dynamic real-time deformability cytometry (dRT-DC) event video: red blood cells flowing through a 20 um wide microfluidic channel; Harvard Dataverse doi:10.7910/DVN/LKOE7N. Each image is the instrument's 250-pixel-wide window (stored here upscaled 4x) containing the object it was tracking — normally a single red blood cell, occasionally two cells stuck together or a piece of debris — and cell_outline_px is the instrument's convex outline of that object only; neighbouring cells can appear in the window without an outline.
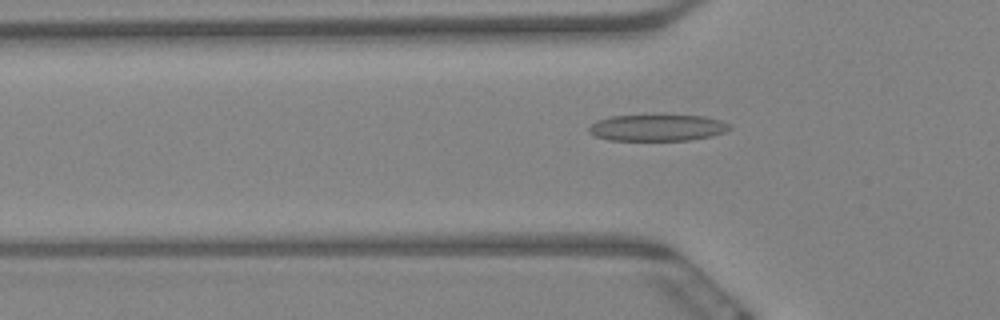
{"species": "Egyptian fruit bat (a non-hibernating species)", "species_latin": "Rousettus aegyptiacus", "temperature_condition": "warm", "stored_images_in_passage": 57, "camera_frame_rate_fps": 3000, "um_per_image_px": 0.085, "animal": {"sex": "female"}, "frame": {"image": 1, "passage_image": 20, "time_ms": 6.333, "image_size_px": [1000, 320], "cell_outline_px": [[732, 128], [724, 132], [712, 136], [688, 140], [608, 140], [596, 136], [588, 132], [588, 128], [596, 120], [612, 116], [652, 112], [704, 116], [720, 120], [728, 124]], "centroid_in_image_um": [55.85, 10.8], "position_along_channel_um": 69.9, "area_um2": 22.77}}
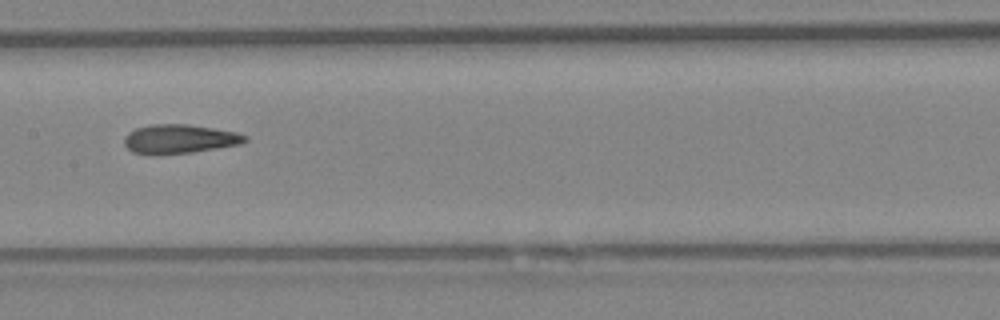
{"frame": {"image": 2, "passage_image": 31, "time_ms": 10.0, "image_size_px": [1000, 320], "cell_outline_px": [[248, 140], [240, 144], [192, 152], [148, 156], [132, 152], [124, 144], [124, 136], [128, 132], [136, 128], [152, 124], [188, 124], [236, 132], [248, 136]], "centroid_in_image_um": [15.2, 11.82], "position_along_channel_um": 192.2, "area_um2": 20.63}}
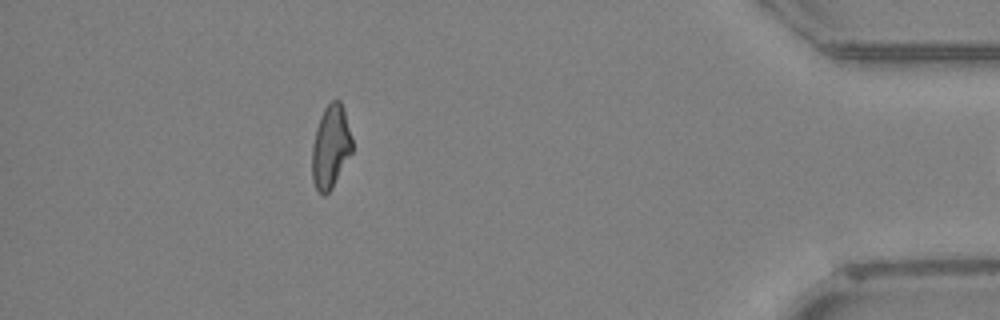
{"frame": {"image": 3, "passage_image": 55, "time_ms": 18.0, "image_size_px": [1000, 320], "cell_outline_px": [[352, 152], [332, 188], [324, 196], [316, 188], [312, 180], [312, 144], [316, 128], [320, 116], [324, 108], [332, 100], [340, 100], [344, 112], [352, 140]], "centroid_in_image_um": [28.09, 12.48], "position_along_channel_um": 407.1, "area_um2": 19.25}, "authors_computed_cell_mechanics": {"area_um2": 20.6346, "velocity_mm_per_s": 3.3278, "shape_relaxation_time_tau1_ms": null, "shape_relaxation_time_tau2_ms": 2.6853, "deformation_change_tau1": null, "deformation_change_tau2": 0.1085}}